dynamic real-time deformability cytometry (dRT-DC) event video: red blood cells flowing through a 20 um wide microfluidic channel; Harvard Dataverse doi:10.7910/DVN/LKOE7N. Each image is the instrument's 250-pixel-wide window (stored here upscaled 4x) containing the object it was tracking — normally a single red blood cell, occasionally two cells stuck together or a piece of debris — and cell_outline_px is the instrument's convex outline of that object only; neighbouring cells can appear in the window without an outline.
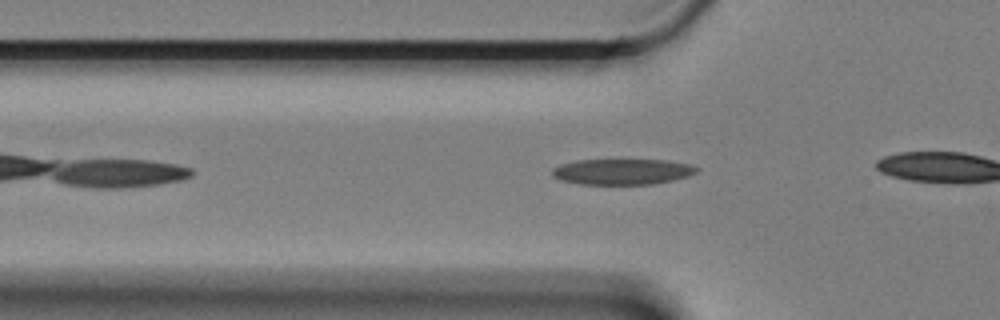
{"species": "Egyptian fruit bat (a non-hibernating species)", "species_latin": "Rousettus aegyptiacus", "temperature_condition": "cold", "stored_images_in_passage": 39, "camera_frame_rate_fps": 3000, "um_per_image_px": 0.085, "animal": {"sex": "female"}, "frame": {"image": 1, "passage_image": 6, "time_ms": 1.667, "image_size_px": [1000, 320], "cell_outline_px": [[700, 168], [696, 172], [688, 176], [656, 184], [580, 184], [560, 180], [552, 176], [552, 168], [560, 164], [576, 160], [668, 160], [688, 164]], "centroid_in_image_um": [52.87, 14.59], "position_along_channel_um": 72.9, "area_um2": 21.73}}
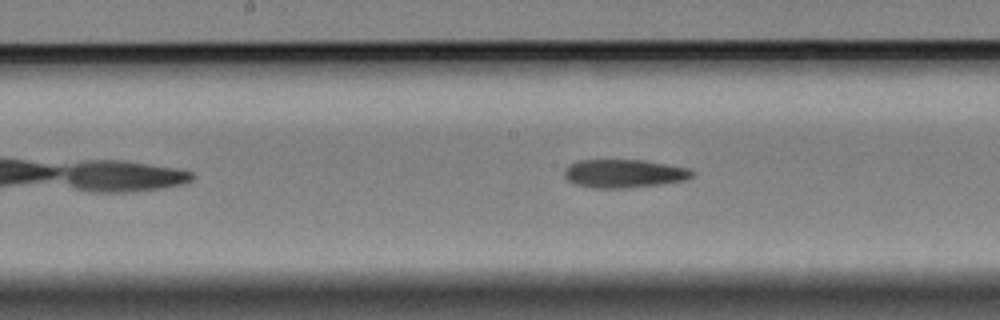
{"frame": {"image": 2, "passage_image": 17, "time_ms": 5.333, "image_size_px": [1000, 320], "cell_outline_px": [[696, 172], [692, 176], [684, 180], [660, 184], [628, 188], [596, 188], [576, 184], [568, 180], [564, 176], [564, 172], [568, 164], [576, 160], [644, 160], [688, 168]], "centroid_in_image_um": [53.02, 14.74], "position_along_channel_um": 195.2, "area_um2": 21.1}}
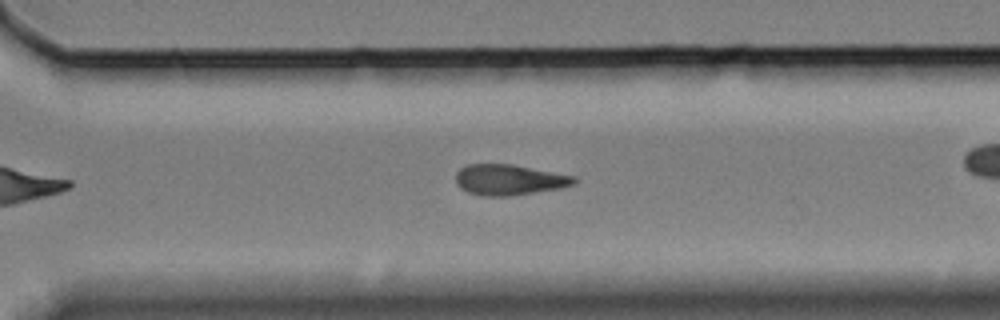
{"frame": {"image": 3, "passage_image": 29, "time_ms": 9.333, "image_size_px": [1000, 320], "cell_outline_px": [[576, 184], [560, 188], [508, 196], [480, 196], [468, 192], [460, 188], [456, 184], [456, 172], [464, 164], [512, 164], [576, 176]], "centroid_in_image_um": [43.25, 15.27], "position_along_channel_um": 327.3, "area_um2": 21.27}}